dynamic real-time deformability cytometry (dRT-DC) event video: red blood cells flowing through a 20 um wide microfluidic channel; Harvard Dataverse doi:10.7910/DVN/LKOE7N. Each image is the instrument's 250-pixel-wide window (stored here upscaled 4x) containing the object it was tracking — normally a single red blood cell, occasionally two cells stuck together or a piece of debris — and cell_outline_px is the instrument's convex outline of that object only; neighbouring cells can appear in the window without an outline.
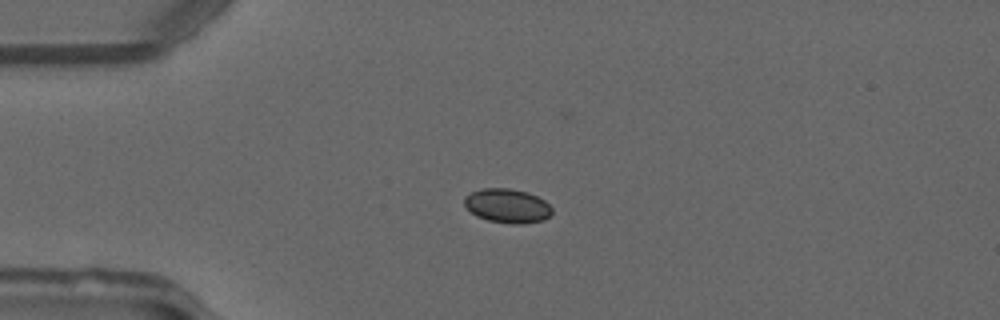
{"species": "common noctule bat (a hibernating species)", "species_latin": "Nyctalus noctula", "temperature_condition": "warm", "stored_images_in_passage": 38, "camera_frame_rate_fps": 3000, "um_per_image_px": 0.085, "animal": {"sex": "male", "forearm_length_mm": 52.5}, "frame": {"image": 1, "passage_image": 1, "time_ms": 0.0, "image_size_px": [1000, 320], "cell_outline_px": [[552, 212], [544, 220], [520, 224], [512, 224], [488, 220], [476, 216], [464, 204], [464, 196], [480, 188], [508, 188], [528, 192], [544, 200], [552, 208]], "centroid_in_image_um": [43.11, 17.49], "position_along_channel_um": 41.9, "area_um2": 17.4}}
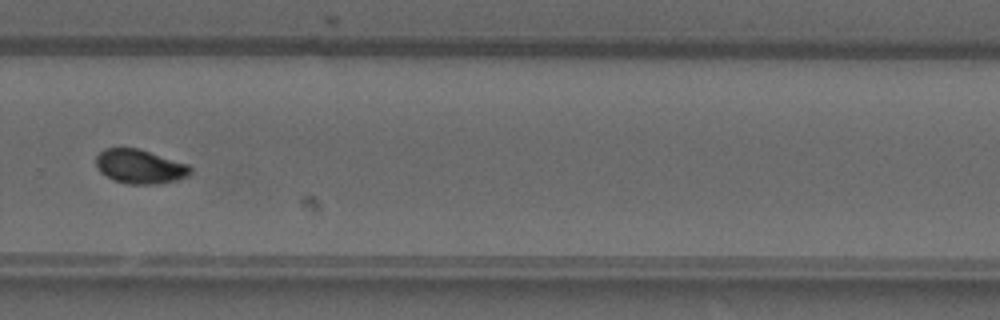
{"frame": {"image": 2, "passage_image": 23, "time_ms": 7.333, "image_size_px": [1000, 320], "cell_outline_px": [[192, 172], [188, 176], [176, 180], [156, 184], [128, 184], [112, 180], [100, 172], [96, 168], [96, 156], [104, 148], [140, 148], [188, 164], [192, 168]], "centroid_in_image_um": [11.88, 14.15], "position_along_channel_um": 317.9, "area_um2": 19.02}}
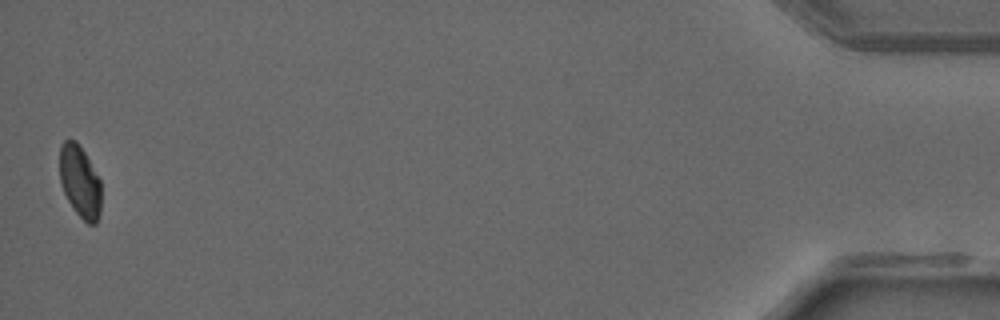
{"frame": {"image": 3, "passage_image": 38, "time_ms": 12.333, "image_size_px": [1000, 320], "cell_outline_px": [[100, 212], [96, 224], [88, 224], [72, 208], [64, 192], [60, 180], [60, 144], [64, 140], [76, 140], [84, 152], [100, 180]], "centroid_in_image_um": [6.78, 15.43], "position_along_channel_um": 428.4, "area_um2": 17.28}, "authors_computed_cell_mechanics": {"area_um2": 18.5249, "velocity_mm_per_s": 4.1165, "shape_relaxation_time_tau1_ms": 5.5026, "shape_relaxation_time_tau2_ms": null, "deformation_change_tau1": 0.1536, "deformation_change_tau2": null}}